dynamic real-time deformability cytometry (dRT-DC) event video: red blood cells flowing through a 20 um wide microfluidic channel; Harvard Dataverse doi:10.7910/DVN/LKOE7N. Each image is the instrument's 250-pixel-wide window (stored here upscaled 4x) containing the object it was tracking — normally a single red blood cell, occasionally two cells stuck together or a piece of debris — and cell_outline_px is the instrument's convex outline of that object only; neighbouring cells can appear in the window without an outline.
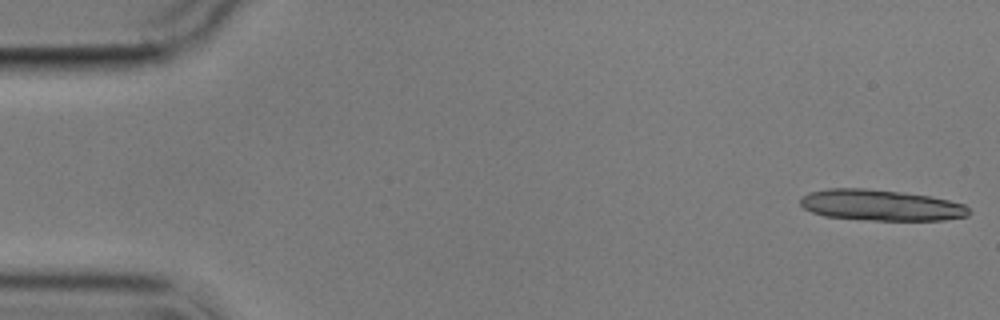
{"species": "common noctule bat (a hibernating species)", "species_latin": "Nyctalus noctula", "temperature_condition": "cold", "stored_images_in_passage": 5, "camera_frame_rate_fps": 3000, "um_per_image_px": 0.085, "animal": {"sex": "male", "body_mass_g": 17.9}, "frame": {"image": 1, "passage_image": 1, "time_ms": 0.0, "image_size_px": [1000, 320], "cell_outline_px": [[972, 212], [968, 216], [944, 220], [872, 220], [824, 216], [812, 212], [804, 208], [800, 204], [800, 196], [808, 192], [828, 188], [864, 188], [928, 196], [948, 200], [964, 204]], "centroid_in_image_um": [74.84, 17.44], "position_along_channel_um": 10.2, "area_um2": 30.35}}